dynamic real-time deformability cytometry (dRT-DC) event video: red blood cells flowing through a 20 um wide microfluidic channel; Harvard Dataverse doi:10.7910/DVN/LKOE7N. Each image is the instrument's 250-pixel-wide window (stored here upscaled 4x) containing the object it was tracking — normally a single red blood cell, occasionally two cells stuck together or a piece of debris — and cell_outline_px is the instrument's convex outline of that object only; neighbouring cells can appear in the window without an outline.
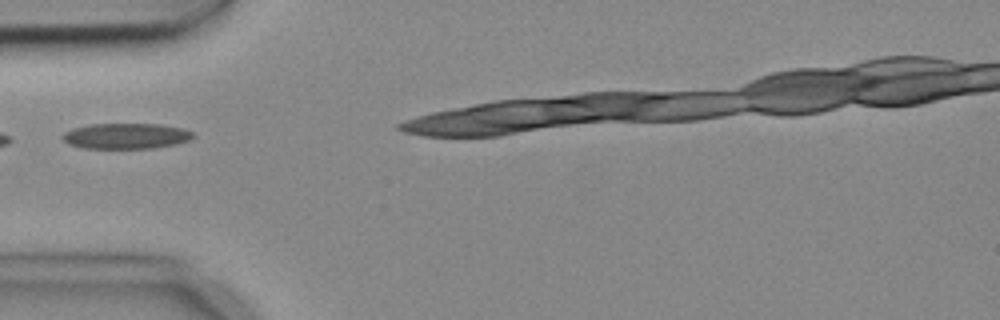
{"species": "common noctule bat (a hibernating species)", "species_latin": "Nyctalus noctula", "temperature_condition": "cold", "stored_images_in_passage": 3, "camera_frame_rate_fps": 3000, "um_per_image_px": 0.085, "animal": {"sex": "female", "body_mass_g": 18.4}, "frame": {"image": 1, "passage_image": 2, "time_ms": 0.333, "image_size_px": [1000, 320], "cell_outline_px": [[196, 136], [188, 140], [176, 144], [152, 148], [84, 148], [68, 144], [60, 136], [64, 132], [72, 128], [92, 124], [160, 124], [184, 128], [192, 132]], "centroid_in_image_um": [10.71, 11.55], "position_along_channel_um": 74.3, "area_um2": 19.54}}